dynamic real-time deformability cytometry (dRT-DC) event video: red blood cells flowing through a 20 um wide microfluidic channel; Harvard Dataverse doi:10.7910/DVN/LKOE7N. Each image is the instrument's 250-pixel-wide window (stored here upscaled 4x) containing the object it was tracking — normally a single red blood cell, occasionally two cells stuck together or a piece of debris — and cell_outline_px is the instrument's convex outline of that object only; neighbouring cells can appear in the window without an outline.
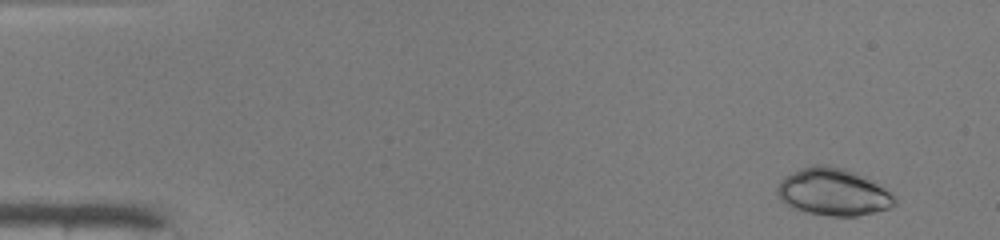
{"species": "common noctule bat (a hibernating species)", "species_latin": "Nyctalus noctula", "temperature_condition": "warm", "stored_images_in_passage": 47, "camera_frame_rate_fps": 3000, "um_per_image_px": 0.085, "animal": {"sex": "male", "body_mass_g": 19.0, "forearm_length_mm": 50.8}, "frame": {"image": 1, "passage_image": 2, "time_ms": 0.333, "image_size_px": [1000, 240], "cell_outline_px": [[896, 204], [888, 208], [856, 216], [832, 216], [808, 212], [792, 208], [780, 200], [776, 196], [776, 188], [780, 180], [784, 176], [800, 168], [812, 164], [828, 164], [844, 168], [856, 172], [864, 176], [884, 188], [896, 200]], "centroid_in_image_um": [70.75, 16.29], "position_along_channel_um": 14.2, "area_um2": 32.37}}
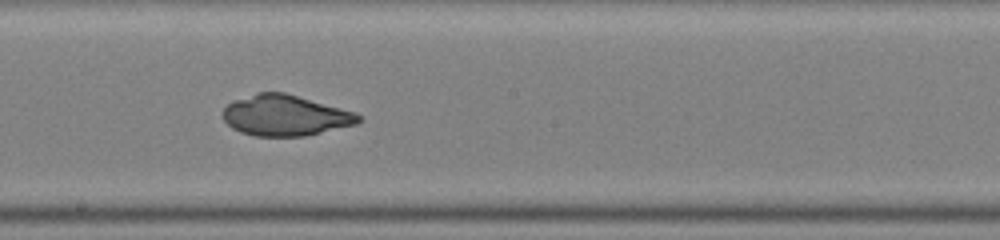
{"frame": {"image": 2, "passage_image": 26, "time_ms": 8.333, "image_size_px": [1000, 240], "cell_outline_px": [[364, 120], [356, 124], [304, 136], [252, 136], [240, 132], [232, 128], [224, 120], [220, 112], [232, 100], [256, 92], [284, 92], [356, 112]], "centroid_in_image_um": [24.21, 9.81], "position_along_channel_um": 224.0, "area_um2": 32.43}}
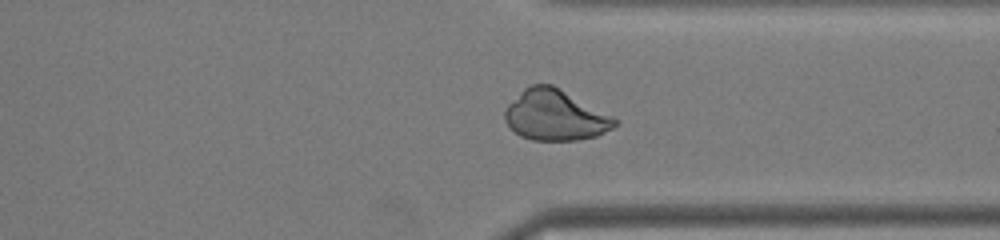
{"frame": {"image": 3, "passage_image": 36, "time_ms": 11.667, "image_size_px": [1000, 240], "cell_outline_px": [[620, 124], [596, 136], [576, 140], [532, 140], [520, 136], [504, 120], [504, 112], [508, 104], [524, 88], [532, 84], [552, 84], [620, 120]], "centroid_in_image_um": [47.2, 9.79], "position_along_channel_um": 364.2, "area_um2": 32.31}}